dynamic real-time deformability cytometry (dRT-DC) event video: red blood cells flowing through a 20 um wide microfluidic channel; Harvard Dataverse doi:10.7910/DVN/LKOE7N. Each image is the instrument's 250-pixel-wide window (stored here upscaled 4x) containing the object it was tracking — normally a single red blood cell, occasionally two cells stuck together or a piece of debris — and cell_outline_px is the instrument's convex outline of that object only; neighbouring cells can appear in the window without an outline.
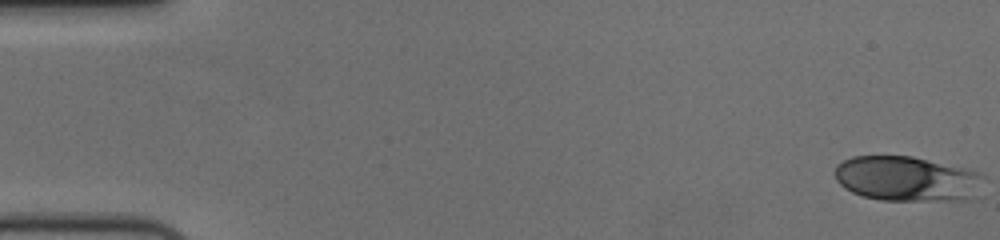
{"species": "human", "species_latin": "Homo sapiens", "temperature_condition": "cold", "stored_images_in_passage": 56, "camera_frame_rate_fps": 3000, "um_per_image_px": 0.085, "donor": {"sex": "female"}, "frame": {"image": 1, "passage_image": 1, "time_ms": 0.0, "image_size_px": [1000, 240], "cell_outline_px": [[980, 176], [968, 200], [880, 200], [864, 196], [852, 192], [844, 188], [836, 180], [836, 164], [852, 156], [912, 156], [964, 168], [980, 172]], "centroid_in_image_um": [76.96, 15.18], "position_along_channel_um": 8.0, "area_um2": 38.15}}
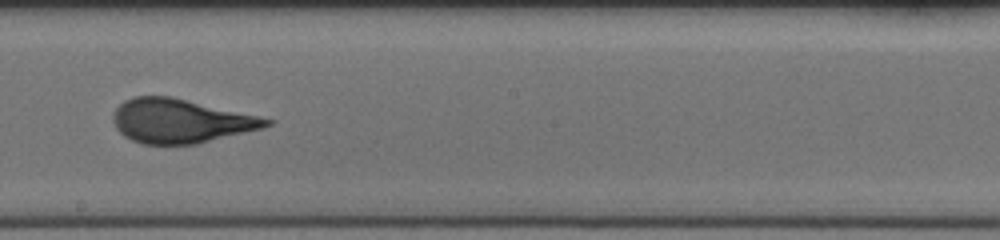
{"frame": {"image": 2, "passage_image": 32, "time_ms": 10.333, "image_size_px": [1000, 240], "cell_outline_px": [[276, 120], [272, 124], [260, 128], [196, 144], [144, 144], [132, 140], [124, 136], [116, 128], [112, 120], [112, 112], [124, 100], [132, 96], [172, 96]], "centroid_in_image_um": [15.3, 10.27], "position_along_channel_um": 232.9, "area_um2": 39.19}}
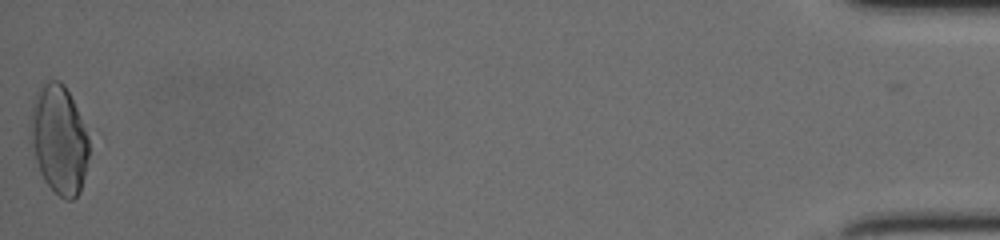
{"frame": {"image": 3, "passage_image": 56, "time_ms": 18.333, "image_size_px": [1000, 240], "cell_outline_px": [[104, 136], [80, 192], [72, 200], [68, 200], [60, 196], [44, 180], [40, 172], [36, 160], [32, 144], [32, 100], [36, 92], [48, 80], [60, 80], [64, 84]], "centroid_in_image_um": [5.35, 11.81], "position_along_channel_um": 429.8, "area_um2": 41.67}, "authors_computed_cell_mechanics": {"area_um2": 38.0902, "velocity_mm_per_s": 3.6997, "shape_relaxation_time_tau1_ms": 4.1927, "shape_relaxation_time_tau2_ms": 0.6394, "deformation_change_tau1": 0.173, "deformation_change_tau2": 0.0665}}